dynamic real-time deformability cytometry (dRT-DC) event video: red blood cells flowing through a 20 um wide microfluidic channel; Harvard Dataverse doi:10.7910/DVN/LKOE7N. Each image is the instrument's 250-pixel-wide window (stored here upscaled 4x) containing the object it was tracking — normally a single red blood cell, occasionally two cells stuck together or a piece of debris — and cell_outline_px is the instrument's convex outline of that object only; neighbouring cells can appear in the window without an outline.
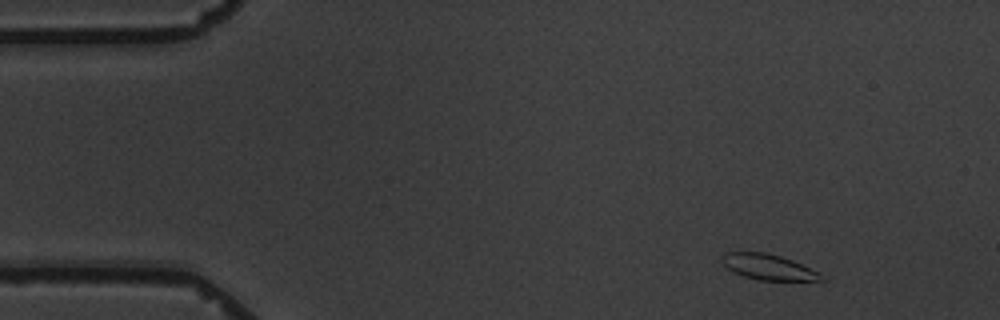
{"species": "common noctule bat (a hibernating species)", "species_latin": "Nyctalus noctula", "temperature_condition": "warm", "stored_images_in_passage": 4, "camera_frame_rate_fps": 3000, "um_per_image_px": 0.085, "animal": {"sex": "male", "body_mass_g": 19.5, "forearm_length_mm": 54.6}, "frame": {"image": 1, "passage_image": 1, "time_ms": 0.0, "image_size_px": [1000, 320], "cell_outline_px": [[828, 280], [760, 280], [744, 276], [728, 268], [720, 260], [720, 256], [724, 252], [768, 252], [792, 260], [824, 276]], "centroid_in_image_um": [65.26, 22.68], "position_along_channel_um": 19.7, "area_um2": 14.57}}
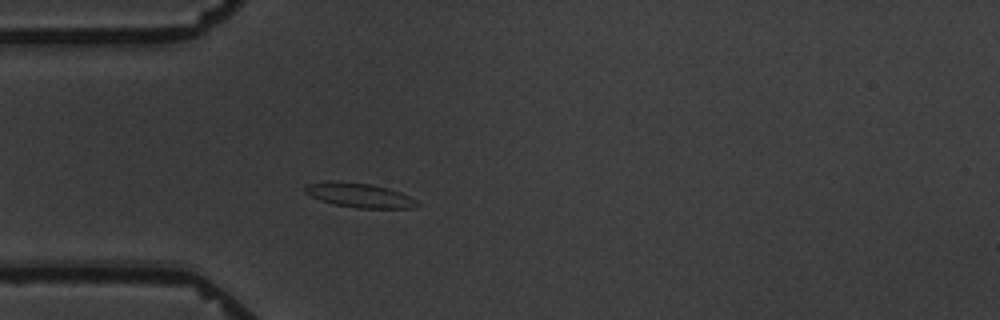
{"frame": {"image": 2, "passage_image": 4, "time_ms": 3.333, "image_size_px": [1000, 320], "cell_outline_px": [[420, 204], [412, 208], [356, 208], [336, 204], [320, 200], [304, 192], [304, 188], [308, 184], [372, 184], [388, 188], [400, 192], [416, 200]], "centroid_in_image_um": [30.66, 16.65], "position_along_channel_um": 54.3, "area_um2": 14.91}}